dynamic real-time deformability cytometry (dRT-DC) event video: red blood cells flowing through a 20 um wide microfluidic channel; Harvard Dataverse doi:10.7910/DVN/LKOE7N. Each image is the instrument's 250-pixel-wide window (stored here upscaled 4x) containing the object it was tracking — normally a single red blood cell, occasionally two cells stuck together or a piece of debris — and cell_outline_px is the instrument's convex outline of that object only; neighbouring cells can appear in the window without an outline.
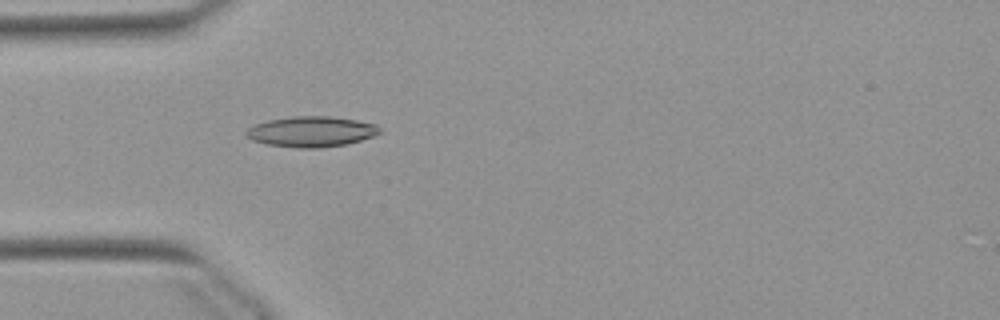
{"species": "Egyptian fruit bat (a non-hibernating species)", "species_latin": "Rousettus aegyptiacus", "temperature_condition": "warm", "stored_images_in_passage": 52, "camera_frame_rate_fps": 3000, "um_per_image_px": 0.085, "animal": {"sex": "female"}, "frame": {"image": 1, "passage_image": 15, "time_ms": 4.667, "image_size_px": [1000, 320], "cell_outline_px": [[380, 132], [372, 136], [360, 140], [344, 144], [320, 148], [300, 148], [264, 144], [252, 140], [244, 132], [248, 128], [256, 124], [268, 120], [292, 116], [328, 116], [356, 120], [376, 124], [380, 128]], "centroid_in_image_um": [26.43, 11.18], "position_along_channel_um": 58.6, "area_um2": 23.58}}
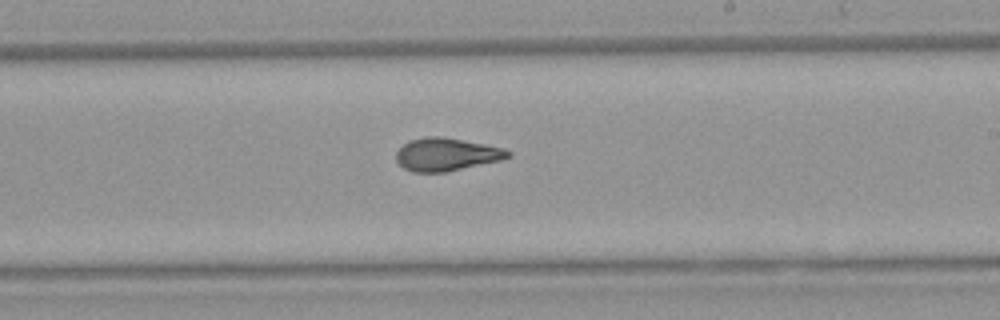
{"frame": {"image": 2, "passage_image": 30, "time_ms": 9.667, "image_size_px": [1000, 320], "cell_outline_px": [[512, 156], [500, 160], [444, 172], [412, 172], [404, 168], [396, 160], [396, 152], [408, 140], [428, 136], [440, 136], [484, 144], [504, 148], [512, 152]], "centroid_in_image_um": [37.94, 13.12], "position_along_channel_um": 251.1, "area_um2": 21.27}}
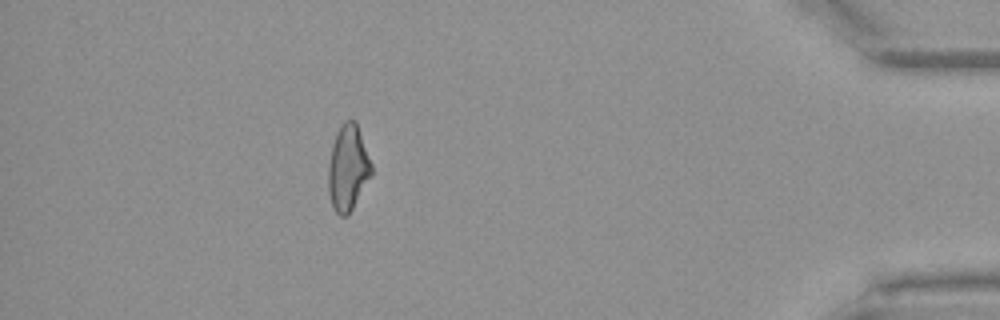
{"frame": {"image": 3, "passage_image": 46, "time_ms": 15.0, "image_size_px": [1000, 320], "cell_outline_px": [[372, 172], [348, 216], [340, 216], [332, 208], [328, 192], [328, 164], [332, 144], [336, 132], [340, 124], [344, 120], [356, 120], [372, 164]], "centroid_in_image_um": [29.55, 14.25], "position_along_channel_um": 405.7, "area_um2": 21.68}, "authors_computed_cell_mechanics": {"area_um2": 21.675, "velocity_mm_per_s": 3.8947, "shape_relaxation_time_tau1_ms": 6.2737, "shape_relaxation_time_tau2_ms": 2.0201, "deformation_change_tau1": 0.175, "deformation_change_tau2": 0.0856}}